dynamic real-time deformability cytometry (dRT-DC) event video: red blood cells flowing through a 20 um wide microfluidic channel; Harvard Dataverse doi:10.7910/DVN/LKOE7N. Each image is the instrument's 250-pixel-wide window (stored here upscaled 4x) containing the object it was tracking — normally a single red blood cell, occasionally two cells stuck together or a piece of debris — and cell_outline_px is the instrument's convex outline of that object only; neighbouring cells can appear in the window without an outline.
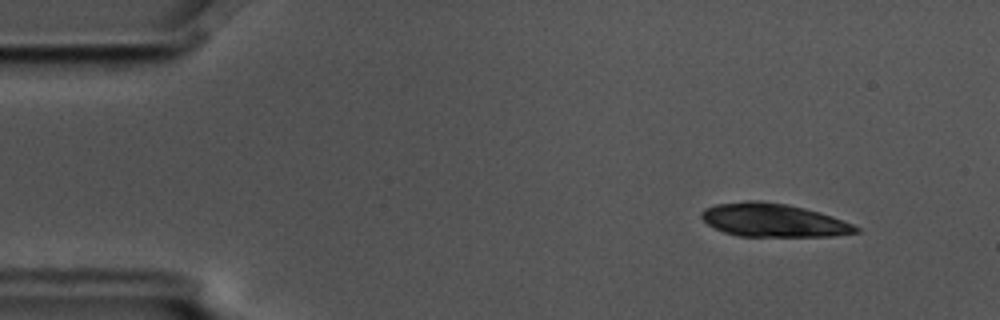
{"species": "common noctule bat (a hibernating species)", "species_latin": "Nyctalus noctula", "temperature_condition": "cold", "stored_images_in_passage": 5, "camera_frame_rate_fps": 3000, "um_per_image_px": 0.085, "animal": {"sex": "male", "body_mass_g": 17.5, "forearm_length_mm": 52.3}, "frame": {"image": 1, "passage_image": 2, "time_ms": 0.333, "image_size_px": [1000, 320], "cell_outline_px": [[860, 232], [832, 236], [736, 236], [724, 232], [708, 224], [700, 216], [700, 212], [704, 208], [716, 204], [744, 200], [760, 200], [788, 204], [820, 212], [832, 216], [852, 224], [860, 228]], "centroid_in_image_um": [65.71, 18.71], "position_along_channel_um": 19.3, "area_um2": 30.11}}